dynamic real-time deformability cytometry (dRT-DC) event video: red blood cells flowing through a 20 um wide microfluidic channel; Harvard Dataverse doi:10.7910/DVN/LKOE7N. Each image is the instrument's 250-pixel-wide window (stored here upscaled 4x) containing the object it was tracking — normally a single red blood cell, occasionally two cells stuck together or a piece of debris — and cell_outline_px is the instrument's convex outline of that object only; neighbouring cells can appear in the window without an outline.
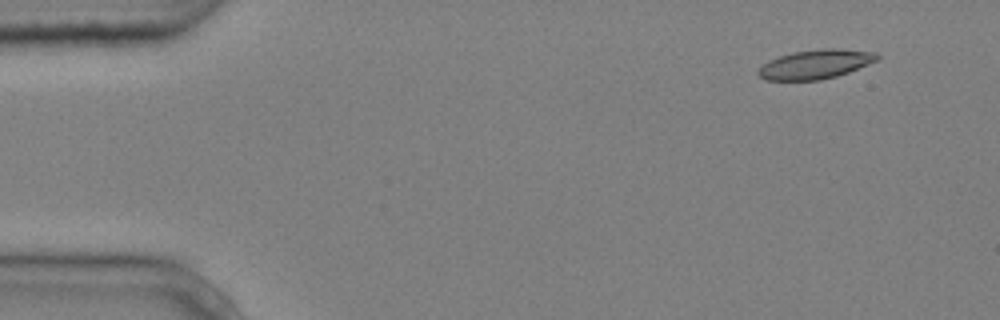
{"species": "common noctule bat (a hibernating species)", "species_latin": "Nyctalus noctula", "temperature_condition": "cold", "stored_images_in_passage": 4, "camera_frame_rate_fps": 3000, "um_per_image_px": 0.085, "animal": {"sex": "male", "body_mass_g": 20.4}, "frame": {"image": 1, "passage_image": 1, "time_ms": 0.0, "image_size_px": [1000, 320], "cell_outline_px": [[880, 60], [848, 72], [836, 76], [820, 80], [764, 80], [756, 72], [768, 60], [780, 56], [796, 52], [828, 48], [832, 48], [876, 52], [880, 56]], "centroid_in_image_um": [69.35, 5.47], "position_along_channel_um": 15.7, "area_um2": 20.06}}
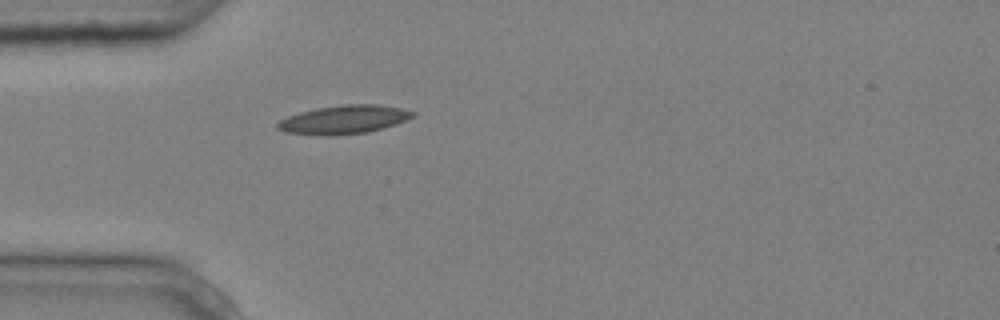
{"frame": {"image": 2, "passage_image": 4, "time_ms": 1.0, "image_size_px": [1000, 320], "cell_outline_px": [[416, 112], [412, 116], [396, 124], [384, 128], [368, 132], [328, 136], [288, 132], [276, 128], [276, 124], [280, 120], [288, 116], [300, 112], [316, 108], [344, 104], [376, 104], [400, 108]], "centroid_in_image_um": [29.22, 10.16], "position_along_channel_um": 55.8, "area_um2": 22.31}}